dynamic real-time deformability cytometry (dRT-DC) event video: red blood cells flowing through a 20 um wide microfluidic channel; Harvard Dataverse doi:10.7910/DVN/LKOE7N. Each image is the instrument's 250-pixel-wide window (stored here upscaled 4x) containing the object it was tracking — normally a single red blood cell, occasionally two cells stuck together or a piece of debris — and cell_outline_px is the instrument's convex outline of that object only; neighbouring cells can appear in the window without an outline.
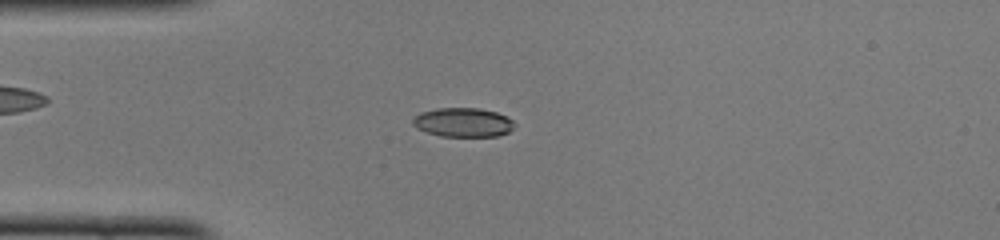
{"species": "common noctule bat (a hibernating species)", "species_latin": "Nyctalus noctula", "temperature_condition": "cold", "stored_images_in_passage": 48, "camera_frame_rate_fps": 3000, "um_per_image_px": 0.085, "animal": {"sex": "female", "body_mass_g": 22.0, "forearm_length_mm": 56.7}, "frame": {"image": 1, "passage_image": 12, "time_ms": 3.667, "image_size_px": [1000, 240], "cell_outline_px": [[516, 124], [508, 132], [496, 136], [440, 136], [416, 128], [412, 124], [412, 120], [420, 112], [436, 108], [480, 108], [496, 112], [512, 120]], "centroid_in_image_um": [39.34, 10.39], "position_along_channel_um": 45.7, "area_um2": 17.17}}
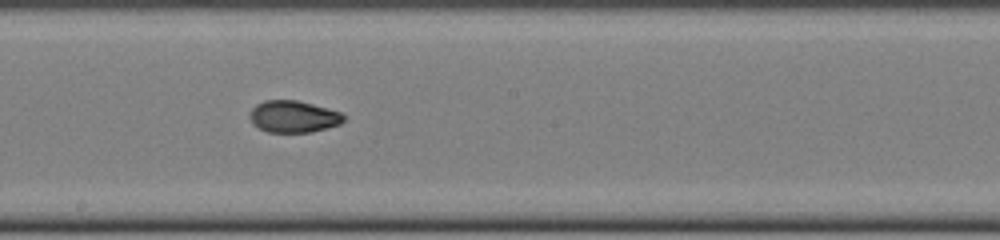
{"frame": {"image": 2, "passage_image": 26, "time_ms": 8.333, "image_size_px": [1000, 240], "cell_outline_px": [[344, 120], [340, 124], [312, 132], [268, 132], [252, 124], [248, 116], [252, 108], [256, 104], [264, 100], [296, 100], [328, 108], [340, 112], [344, 116]], "centroid_in_image_um": [24.91, 9.91], "position_along_channel_um": 223.3, "area_um2": 17.46}}
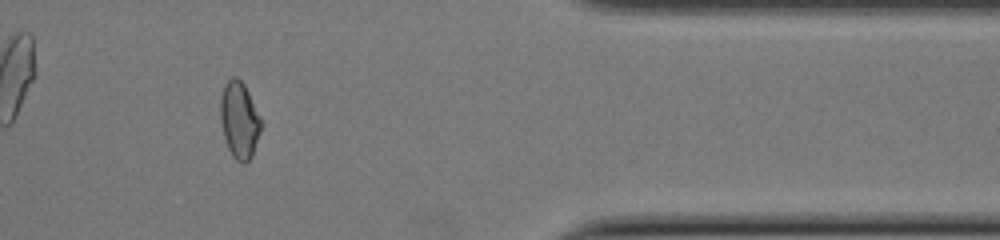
{"frame": {"image": 3, "passage_image": 40, "time_ms": 13.0, "image_size_px": [1000, 240], "cell_outline_px": [[264, 124], [252, 156], [244, 164], [240, 164], [232, 156], [228, 148], [224, 136], [220, 120], [220, 96], [224, 84], [232, 76], [236, 76], [244, 84]], "centroid_in_image_um": [20.35, 10.21], "position_along_channel_um": 391.0, "area_um2": 18.5}, "authors_computed_cell_mechanics": {"area_um2": 17.7446, "velocity_mm_per_s": 4.1122, "shape_relaxation_time_tau1_ms": null, "shape_relaxation_time_tau2_ms": 3.0691, "deformation_change_tau1": null, "deformation_change_tau2": 0.06}}